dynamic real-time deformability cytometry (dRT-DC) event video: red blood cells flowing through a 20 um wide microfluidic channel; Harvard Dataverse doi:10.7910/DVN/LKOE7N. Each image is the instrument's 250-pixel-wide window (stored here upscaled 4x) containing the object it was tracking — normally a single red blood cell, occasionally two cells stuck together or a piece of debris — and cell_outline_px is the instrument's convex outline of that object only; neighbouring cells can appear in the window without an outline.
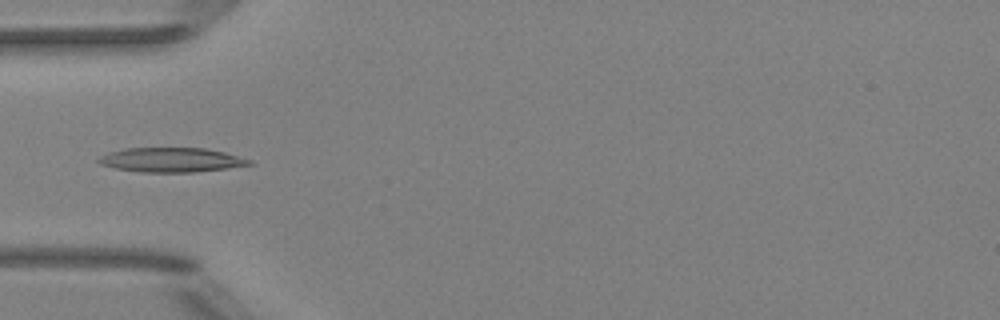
{"species": "Egyptian fruit bat (a non-hibernating species)", "species_latin": "Rousettus aegyptiacus", "temperature_condition": "room temperature", "stored_images_in_passage": 5, "camera_frame_rate_fps": 3000, "um_per_image_px": 0.085, "animal": {"sex": "female"}, "frame": {"image": 1, "passage_image": 4, "time_ms": 3.333, "image_size_px": [1000, 320], "cell_outline_px": [[256, 164], [228, 168], [192, 172], [140, 172], [116, 168], [100, 164], [96, 160], [100, 156], [108, 152], [124, 148], [204, 148], [224, 152], [252, 160]], "centroid_in_image_um": [14.57, 13.59], "position_along_channel_um": 70.4, "area_um2": 21.5}}
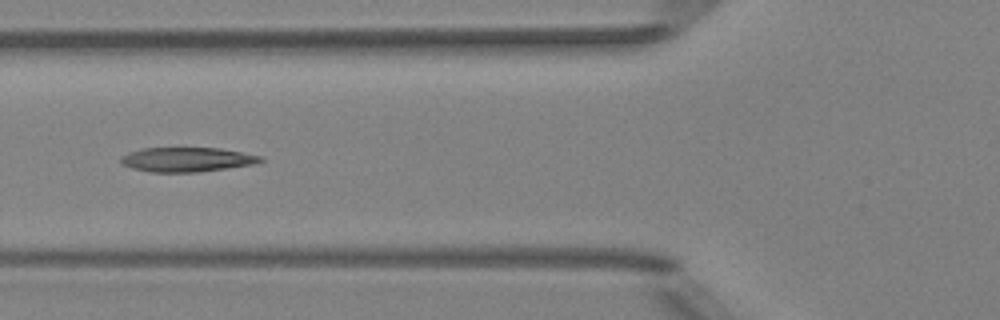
{"frame": {"image": 2, "passage_image": 5, "time_ms": 4.333, "image_size_px": [1000, 320], "cell_outline_px": [[264, 160], [252, 164], [200, 172], [152, 172], [132, 168], [124, 164], [120, 160], [120, 156], [128, 152], [144, 148], [220, 148], [260, 156]], "centroid_in_image_um": [15.85, 13.56], "position_along_channel_um": 110.0, "area_um2": 19.65}}